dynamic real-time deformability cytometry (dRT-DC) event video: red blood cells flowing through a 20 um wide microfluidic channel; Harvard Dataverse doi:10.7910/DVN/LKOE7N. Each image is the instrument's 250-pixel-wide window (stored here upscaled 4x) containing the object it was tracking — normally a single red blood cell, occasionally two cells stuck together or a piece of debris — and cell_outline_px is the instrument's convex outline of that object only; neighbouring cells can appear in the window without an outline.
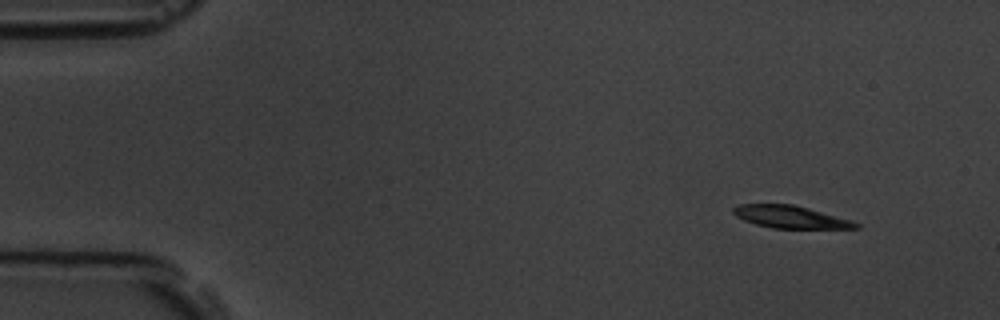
{"species": "common noctule bat (a hibernating species)", "species_latin": "Nyctalus noctula", "temperature_condition": "room temperature", "stored_images_in_passage": 5, "camera_frame_rate_fps": 3000, "um_per_image_px": 0.085, "animal": {"sex": "male", "body_mass_g": 19.5, "forearm_length_mm": 54.6}, "frame": {"image": 1, "passage_image": 1, "time_ms": 0.0, "image_size_px": [1000, 320], "cell_outline_px": [[860, 228], [772, 228], [756, 224], [744, 220], [736, 216], [732, 212], [732, 208], [740, 204], [792, 204], [808, 208], [852, 220], [860, 224]], "centroid_in_image_um": [67.18, 18.44], "position_along_channel_um": 17.8, "area_um2": 15.9}}
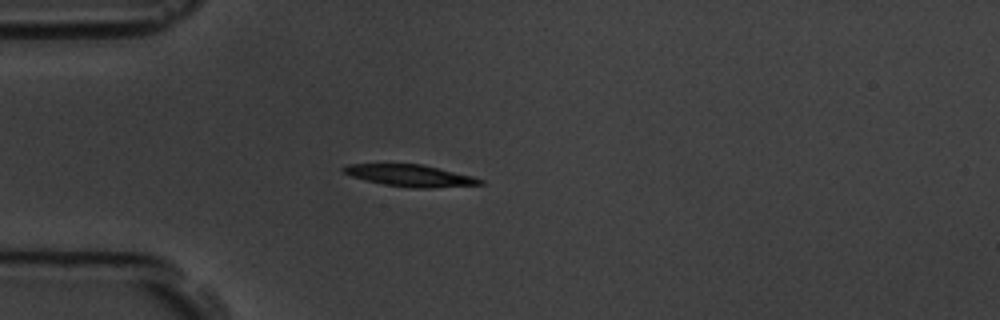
{"frame": {"image": 2, "passage_image": 4, "time_ms": 3.333, "image_size_px": [1000, 320], "cell_outline_px": [[484, 184], [432, 188], [412, 188], [384, 184], [352, 176], [344, 172], [340, 168], [348, 164], [424, 164], [472, 176], [484, 180]], "centroid_in_image_um": [34.91, 14.92], "position_along_channel_um": 50.1, "area_um2": 17.22}}